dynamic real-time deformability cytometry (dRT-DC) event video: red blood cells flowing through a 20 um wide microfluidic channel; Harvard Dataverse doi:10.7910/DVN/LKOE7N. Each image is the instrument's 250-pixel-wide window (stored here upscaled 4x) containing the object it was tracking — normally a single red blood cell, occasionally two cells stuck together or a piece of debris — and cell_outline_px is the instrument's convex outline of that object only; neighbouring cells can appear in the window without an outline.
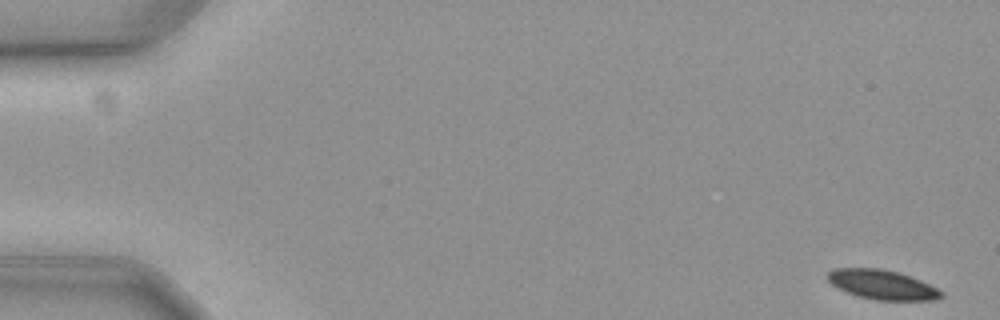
{"species": "common noctule bat (a hibernating species)", "species_latin": "Nyctalus noctula", "temperature_condition": "cold", "stored_images_in_passage": 11, "camera_frame_rate_fps": 3000, "um_per_image_px": 0.085, "animal": {"sex": "female", "body_mass_g": 19.3, "forearm_length_mm": 54.1}, "frame": {"image": 1, "passage_image": 1, "time_ms": 0.0, "image_size_px": [1000, 320], "cell_outline_px": [[944, 296], [936, 300], [876, 300], [856, 296], [836, 288], [828, 280], [828, 272], [832, 268], [880, 268], [900, 272], [920, 280], [944, 292]], "centroid_in_image_um": [74.98, 24.19], "position_along_channel_um": 10.0, "area_um2": 19.71}}